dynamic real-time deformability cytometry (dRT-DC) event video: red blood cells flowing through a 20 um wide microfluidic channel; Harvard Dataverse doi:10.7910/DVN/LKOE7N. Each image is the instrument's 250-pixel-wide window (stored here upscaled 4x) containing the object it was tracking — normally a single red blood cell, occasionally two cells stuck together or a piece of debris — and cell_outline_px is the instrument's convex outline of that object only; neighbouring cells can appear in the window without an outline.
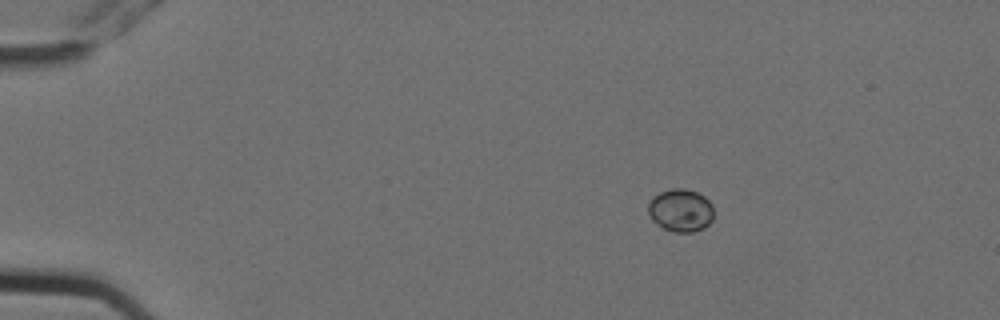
{"species": "Egyptian fruit bat (a non-hibernating species)", "species_latin": "Rousettus aegyptiacus", "temperature_condition": "cold", "stored_images_in_passage": 14, "camera_frame_rate_fps": 3000, "um_per_image_px": 0.085, "animal": {"sex": "female"}, "frame": {"image": 1, "passage_image": 2, "time_ms": 0.333, "image_size_px": [1000, 320], "cell_outline_px": [[712, 220], [704, 228], [692, 232], [672, 232], [664, 228], [652, 220], [648, 212], [648, 204], [652, 196], [660, 192], [672, 188], [684, 188], [696, 192], [704, 196], [712, 204]], "centroid_in_image_um": [57.84, 17.87], "position_along_channel_um": 27.2, "area_um2": 16.36}}
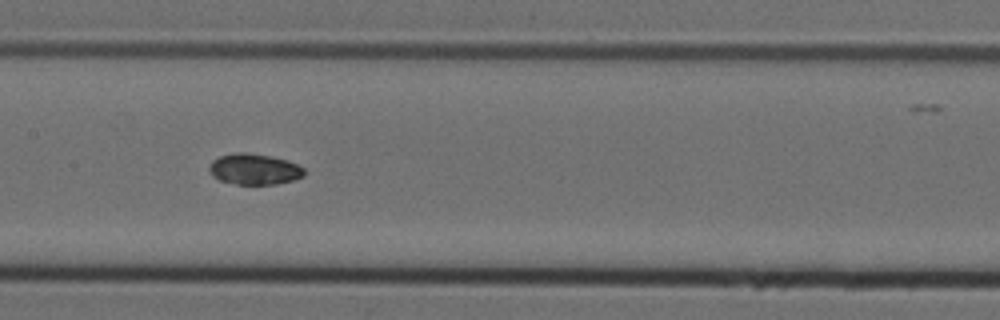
{"frame": {"image": 2, "passage_image": 7, "time_ms": 2.0, "image_size_px": [1000, 320], "cell_outline_px": [[304, 176], [296, 180], [276, 184], [236, 184], [220, 180], [212, 176], [208, 168], [208, 164], [212, 160], [220, 156], [236, 152], [244, 152], [272, 156], [288, 160], [304, 168]], "centroid_in_image_um": [21.61, 14.38], "position_along_channel_um": 185.8, "area_um2": 17.28}}
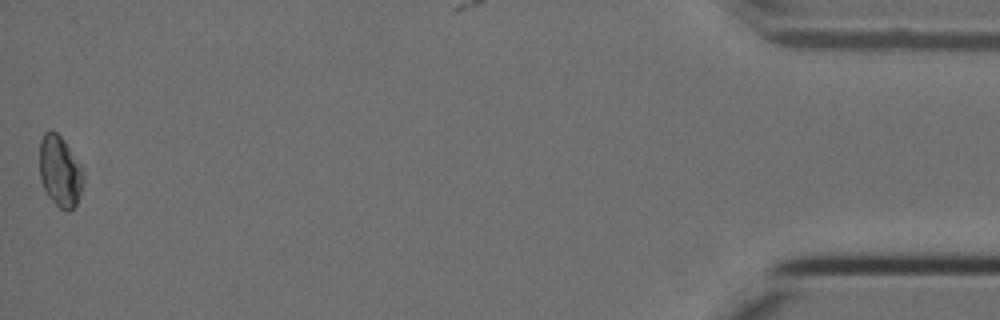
{"frame": {"image": 3, "passage_image": 14, "time_ms": 4.333, "image_size_px": [1000, 320], "cell_outline_px": [[84, 180], [76, 204], [68, 212], [60, 208], [48, 196], [40, 180], [40, 140], [44, 132], [52, 128], [64, 140], [80, 168], [84, 176]], "centroid_in_image_um": [5.06, 14.55], "position_along_channel_um": 430.1, "area_um2": 17.8}}